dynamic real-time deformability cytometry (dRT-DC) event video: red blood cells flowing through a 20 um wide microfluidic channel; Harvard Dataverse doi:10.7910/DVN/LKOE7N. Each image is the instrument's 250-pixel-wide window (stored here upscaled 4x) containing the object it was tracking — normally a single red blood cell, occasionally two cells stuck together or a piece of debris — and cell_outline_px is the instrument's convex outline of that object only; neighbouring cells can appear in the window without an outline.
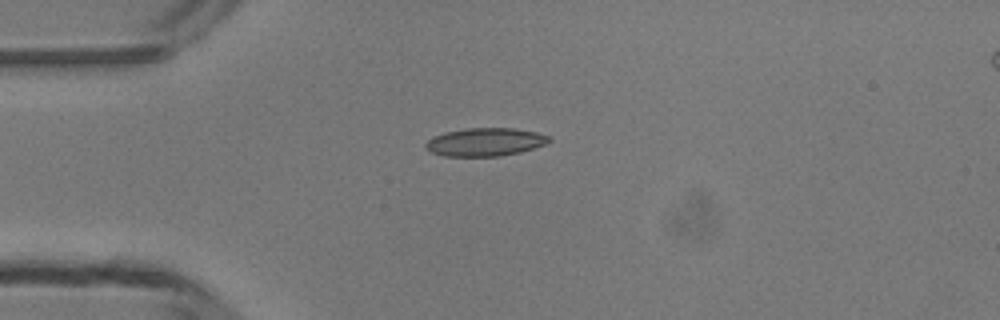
{"species": "common noctule bat (a hibernating species)", "species_latin": "Nyctalus noctula", "temperature_condition": "room temperature", "stored_images_in_passage": 2, "camera_frame_rate_fps": 3000, "um_per_image_px": 0.085, "animal": {"sex": "male", "body_mass_g": 13.3}, "frame": {"image": 1, "passage_image": 1, "time_ms": 0.0, "image_size_px": [1000, 320], "cell_outline_px": [[552, 140], [544, 144], [520, 152], [500, 156], [444, 156], [432, 152], [424, 148], [424, 144], [432, 136], [444, 132], [464, 128], [512, 128], [536, 132], [548, 136]], "centroid_in_image_um": [41.18, 12.06], "position_along_channel_um": 43.8, "area_um2": 20.23}}